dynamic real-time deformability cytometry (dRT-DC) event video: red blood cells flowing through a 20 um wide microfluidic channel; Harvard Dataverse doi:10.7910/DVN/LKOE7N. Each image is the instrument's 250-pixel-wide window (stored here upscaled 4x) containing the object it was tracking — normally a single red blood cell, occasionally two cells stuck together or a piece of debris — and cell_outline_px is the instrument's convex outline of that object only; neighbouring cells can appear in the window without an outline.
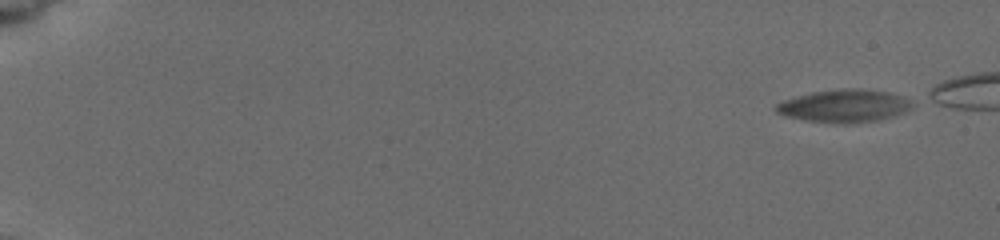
{"species": "common noctule bat (a hibernating species)", "species_latin": "Nyctalus noctula", "temperature_condition": "cold", "stored_images_in_passage": 9, "camera_frame_rate_fps": 3000, "um_per_image_px": 0.085, "animal": {"sex": "female", "body_mass_g": 19.5, "forearm_length_mm": 54.1}, "frame": {"image": 1, "passage_image": 1, "time_ms": 0.0, "image_size_px": [1000, 240], "cell_outline_px": [[912, 104], [908, 108], [900, 112], [888, 116], [872, 120], [812, 120], [788, 116], [776, 112], [776, 104], [784, 100], [812, 92], [856, 88], [884, 92], [908, 100]], "centroid_in_image_um": [71.67, 8.95], "position_along_channel_um": 13.3, "area_um2": 23.58}}